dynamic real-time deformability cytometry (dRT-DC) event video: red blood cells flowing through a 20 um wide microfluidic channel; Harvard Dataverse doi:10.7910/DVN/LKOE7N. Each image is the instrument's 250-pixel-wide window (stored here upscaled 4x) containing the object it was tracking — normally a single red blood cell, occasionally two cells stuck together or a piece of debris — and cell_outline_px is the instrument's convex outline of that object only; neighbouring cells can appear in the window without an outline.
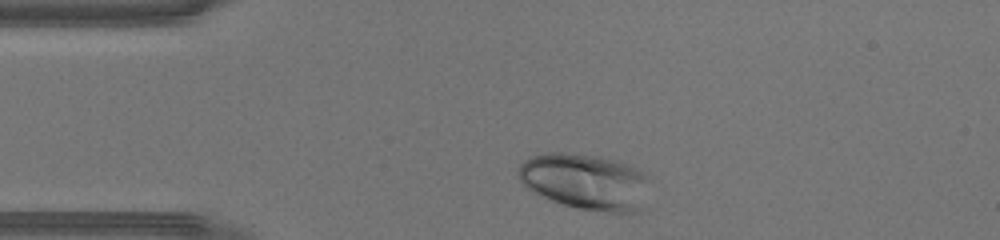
{"species": "human", "species_latin": "Homo sapiens", "temperature_condition": "warm", "stored_images_in_passage": 28, "camera_frame_rate_fps": 3000, "um_per_image_px": 0.085, "donor": {"sex": "male"}, "frame": {"image": 1, "passage_image": 2, "time_ms": 0.333, "image_size_px": [1000, 240], "cell_outline_px": [[652, 180], [640, 208], [636, 212], [604, 212], [580, 208], [564, 204], [552, 200], [528, 188], [520, 180], [516, 172], [520, 164], [524, 160], [532, 156], [548, 152], [568, 152], [600, 156], [616, 160], [640, 168]], "centroid_in_image_um": [49.8, 15.4], "position_along_channel_um": 35.2, "area_um2": 43.18}}
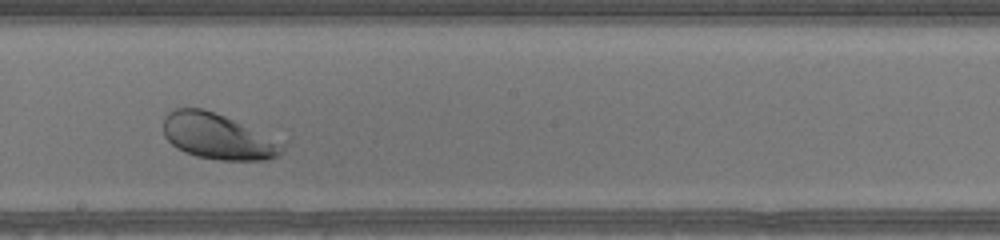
{"frame": {"image": 2, "passage_image": 17, "time_ms": 5.333, "image_size_px": [1000, 240], "cell_outline_px": [[288, 144], [280, 156], [264, 160], [220, 160], [196, 156], [184, 152], [176, 148], [164, 136], [164, 116], [172, 108], [204, 108], [216, 112], [288, 140]], "centroid_in_image_um": [18.65, 11.59], "position_along_channel_um": 229.6, "area_um2": 33.0}}
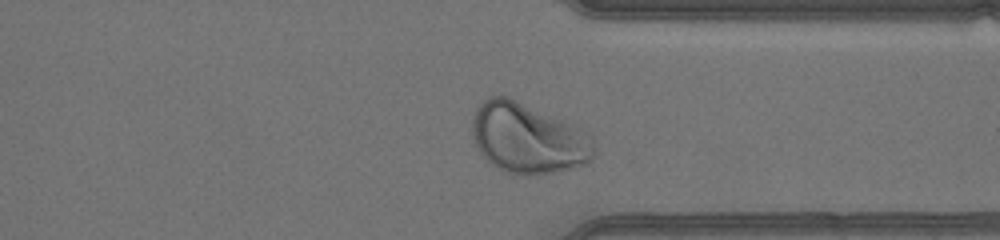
{"frame": {"image": 3, "passage_image": 26, "time_ms": 8.333, "image_size_px": [1000, 240], "cell_outline_px": [[592, 160], [588, 164], [536, 176], [524, 176], [508, 172], [496, 168], [480, 152], [476, 144], [472, 132], [472, 116], [476, 108], [488, 96], [508, 96], [564, 120], [592, 136]], "centroid_in_image_um": [44.85, 11.76], "position_along_channel_um": 366.5, "area_um2": 49.88}}